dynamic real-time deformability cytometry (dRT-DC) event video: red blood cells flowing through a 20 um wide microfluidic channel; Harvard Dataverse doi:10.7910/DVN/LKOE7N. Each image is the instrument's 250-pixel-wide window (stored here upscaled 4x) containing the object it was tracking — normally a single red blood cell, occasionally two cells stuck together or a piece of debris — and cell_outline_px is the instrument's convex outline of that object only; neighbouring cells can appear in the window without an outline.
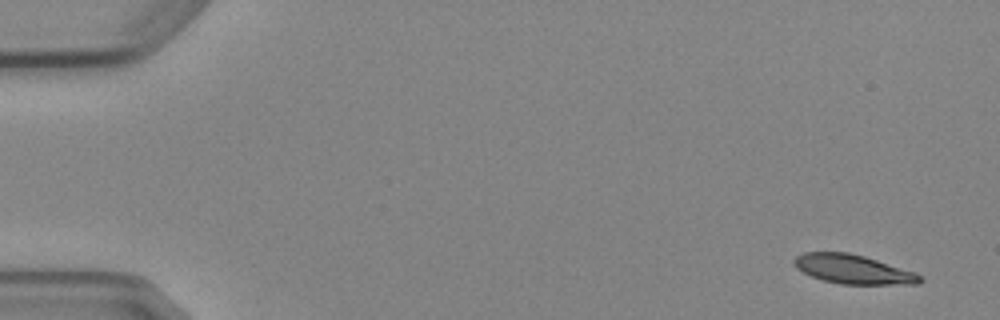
{"species": "Egyptian fruit bat (a non-hibernating species)", "species_latin": "Rousettus aegyptiacus", "temperature_condition": "cold", "stored_images_in_passage": 5, "camera_frame_rate_fps": 3000, "um_per_image_px": 0.085, "animal": {"sex": "female"}, "frame": {"image": 1, "passage_image": 1, "time_ms": 0.0, "image_size_px": [1000, 320], "cell_outline_px": [[924, 280], [920, 284], [840, 284], [824, 280], [812, 276], [796, 268], [792, 260], [796, 256], [804, 252], [848, 252], [864, 256], [912, 272], [920, 276]], "centroid_in_image_um": [72.47, 22.88], "position_along_channel_um": 12.5, "area_um2": 21.04}}
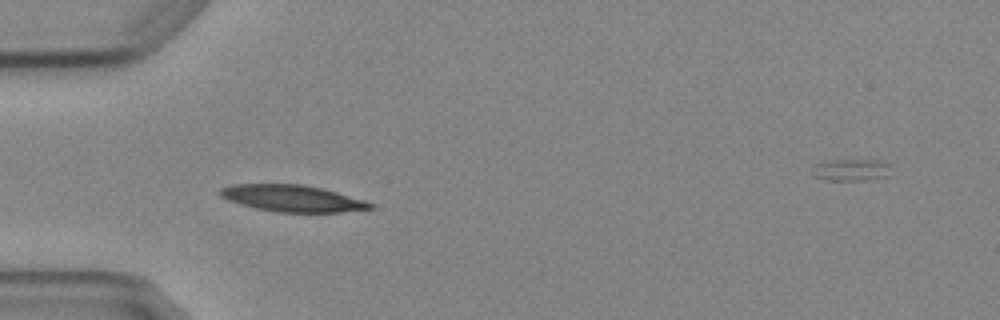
{"frame": {"image": 2, "passage_image": 4, "time_ms": 4.667, "image_size_px": [1000, 320], "cell_outline_px": [[372, 208], [340, 212], [276, 212], [256, 208], [240, 204], [228, 200], [220, 196], [216, 192], [220, 188], [232, 184], [304, 184], [324, 188], [364, 200], [372, 204]], "centroid_in_image_um": [24.79, 16.85], "position_along_channel_um": 60.2, "area_um2": 23.35}}
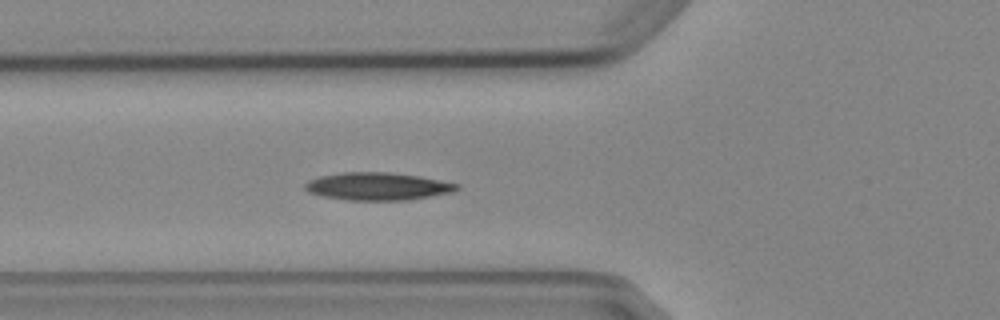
{"frame": {"image": 3, "passage_image": 5, "time_ms": 5.667, "image_size_px": [1000, 320], "cell_outline_px": [[460, 188], [452, 192], [408, 200], [344, 200], [320, 196], [308, 192], [304, 188], [304, 184], [308, 180], [320, 176], [344, 172], [388, 172], [420, 176], [460, 184]], "centroid_in_image_um": [32.07, 15.84], "position_along_channel_um": 93.7, "area_um2": 24.62}}